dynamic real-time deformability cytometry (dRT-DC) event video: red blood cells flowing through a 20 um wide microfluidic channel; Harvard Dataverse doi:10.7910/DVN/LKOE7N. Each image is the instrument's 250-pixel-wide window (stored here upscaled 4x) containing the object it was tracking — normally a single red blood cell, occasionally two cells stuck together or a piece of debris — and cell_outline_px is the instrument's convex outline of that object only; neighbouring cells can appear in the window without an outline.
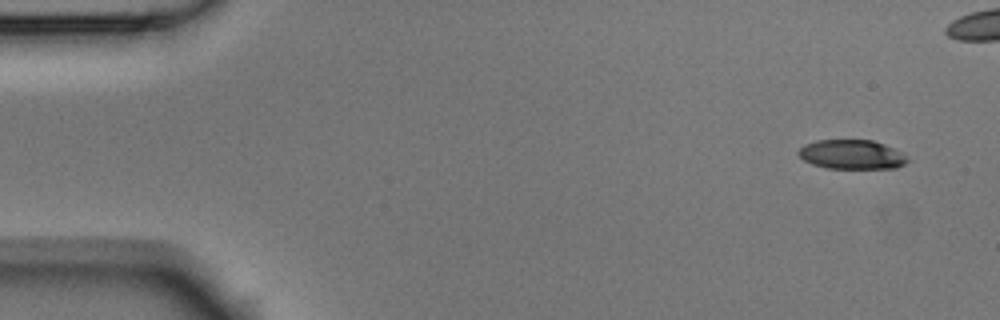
{"species": "Egyptian fruit bat (a non-hibernating species)", "species_latin": "Rousettus aegyptiacus", "temperature_condition": "room temperature", "stored_images_in_passage": 5, "camera_frame_rate_fps": 3000, "um_per_image_px": 0.085, "animal": {"sex": "male"}, "frame": {"image": 1, "passage_image": 1, "time_ms": 0.0, "image_size_px": [1000, 320], "cell_outline_px": [[912, 160], [896, 168], [828, 168], [812, 164], [804, 160], [796, 152], [804, 144], [816, 140], [872, 140], [884, 144], [900, 152]], "centroid_in_image_um": [72.4, 13.13], "position_along_channel_um": 12.6, "area_um2": 18.61}}